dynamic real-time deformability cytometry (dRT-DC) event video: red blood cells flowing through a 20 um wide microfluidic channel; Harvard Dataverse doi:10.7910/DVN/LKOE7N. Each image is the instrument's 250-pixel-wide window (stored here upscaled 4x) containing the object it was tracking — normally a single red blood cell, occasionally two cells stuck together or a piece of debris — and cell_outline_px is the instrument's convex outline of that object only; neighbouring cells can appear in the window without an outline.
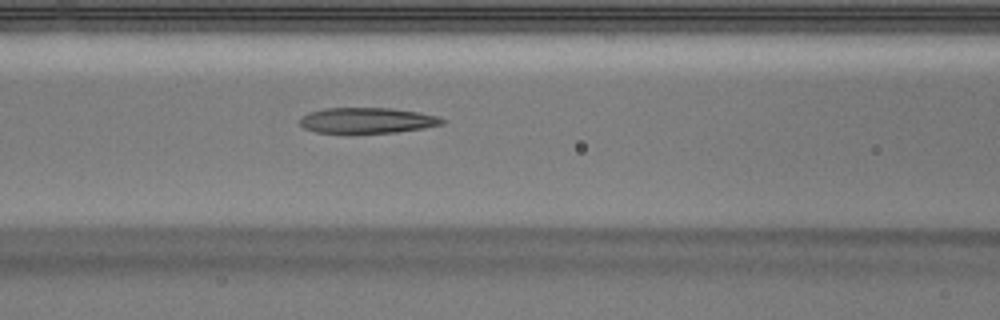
{"species": "Egyptian fruit bat (a non-hibernating species)", "species_latin": "Rousettus aegyptiacus", "temperature_condition": "warm", "stored_images_in_passage": 36, "camera_frame_rate_fps": 3000, "um_per_image_px": 0.085, "animal": {"sex": "male"}, "frame": {"image": 1, "passage_image": 8, "time_ms": 2.333, "image_size_px": [1000, 320], "cell_outline_px": [[444, 124], [424, 128], [396, 132], [316, 132], [304, 128], [300, 124], [300, 116], [308, 112], [324, 108], [392, 108], [416, 112], [436, 116], [444, 120]], "centroid_in_image_um": [31.17, 10.22], "position_along_channel_um": 135.4, "area_um2": 20.98}}
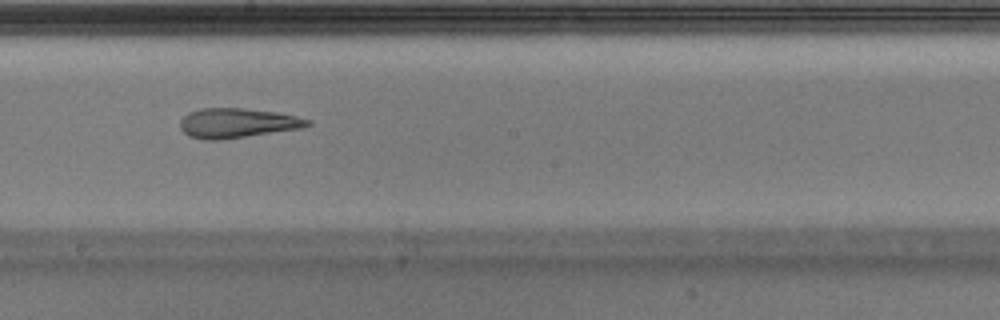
{"frame": {"image": 2, "passage_image": 15, "time_ms": 4.667, "image_size_px": [1000, 320], "cell_outline_px": [[312, 124], [300, 128], [220, 140], [204, 140], [188, 136], [180, 128], [180, 120], [188, 112], [200, 108], [244, 108], [280, 112], [312, 120]], "centroid_in_image_um": [20.15, 10.45], "position_along_channel_um": 228.0, "area_um2": 22.14}}
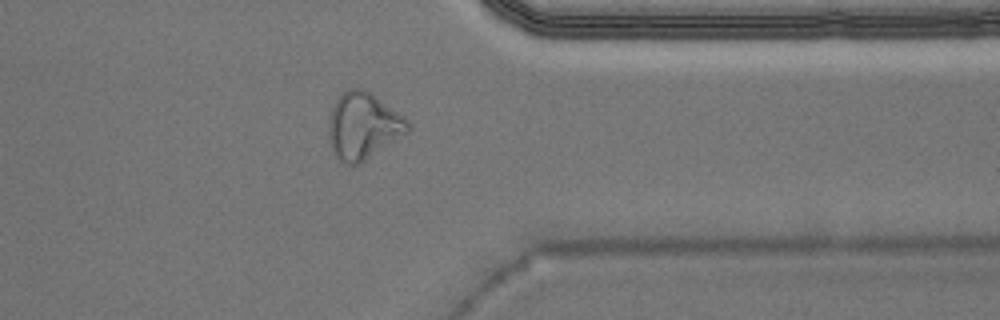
{"frame": {"image": 3, "passage_image": 27, "time_ms": 8.667, "image_size_px": [1000, 320], "cell_outline_px": [[412, 128], [408, 132], [360, 164], [344, 164], [332, 152], [328, 140], [328, 124], [332, 108], [336, 100], [348, 88], [364, 88], [376, 96], [404, 116], [408, 120]], "centroid_in_image_um": [30.86, 10.71], "position_along_channel_um": 380.5, "area_um2": 30.87}, "authors_computed_cell_mechanics": {"area_um2": 23.3801, "velocity_mm_per_s": 3.9682, "shape_relaxation_time_tau1_ms": null, "shape_relaxation_time_tau2_ms": 3.9392, "deformation_change_tau1": null, "deformation_change_tau2": 0.1571}}